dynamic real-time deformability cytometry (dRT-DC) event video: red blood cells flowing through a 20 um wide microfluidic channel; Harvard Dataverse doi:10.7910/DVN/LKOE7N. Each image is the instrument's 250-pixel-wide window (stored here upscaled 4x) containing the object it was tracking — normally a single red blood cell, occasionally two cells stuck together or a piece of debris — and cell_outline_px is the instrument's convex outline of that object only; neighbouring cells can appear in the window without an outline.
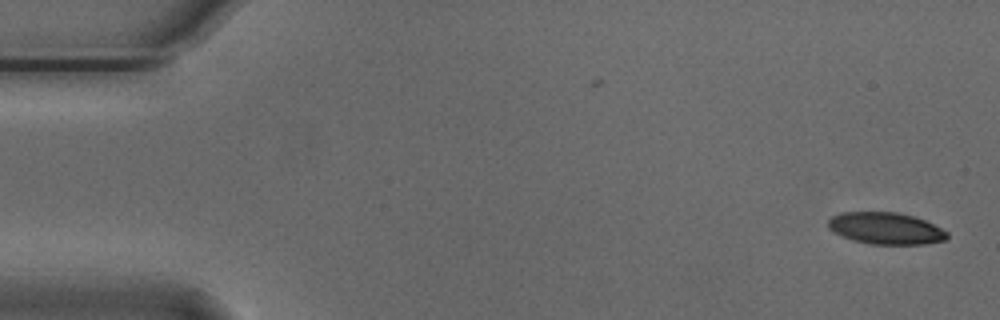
{"species": "Egyptian fruit bat (a non-hibernating species)", "species_latin": "Rousettus aegyptiacus", "temperature_condition": "cold", "stored_images_in_passage": 54, "camera_frame_rate_fps": 3000, "um_per_image_px": 0.085, "animal": {"sex": "male"}, "frame": {"image": 1, "passage_image": 1, "time_ms": 0.0, "image_size_px": [1000, 320], "cell_outline_px": [[948, 236], [944, 240], [924, 244], [868, 244], [852, 240], [840, 236], [832, 232], [828, 228], [828, 220], [832, 216], [844, 212], [896, 212], [912, 216], [924, 220], [948, 232]], "centroid_in_image_um": [75.24, 19.42], "position_along_channel_um": 9.8, "area_um2": 22.02}}
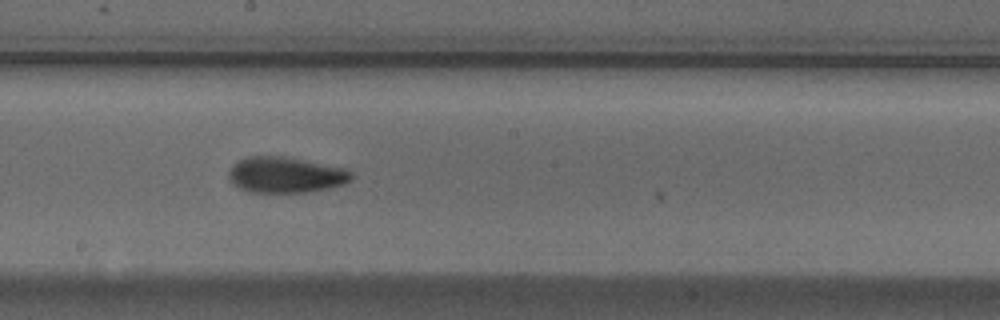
{"frame": {"image": 2, "passage_image": 29, "time_ms": 9.333, "image_size_px": [1000, 320], "cell_outline_px": [[352, 180], [344, 184], [328, 188], [308, 192], [248, 192], [232, 184], [228, 176], [228, 172], [232, 164], [248, 156], [280, 156], [344, 168], [352, 172]], "centroid_in_image_um": [24.24, 14.87], "position_along_channel_um": 224.0, "area_um2": 25.49}}
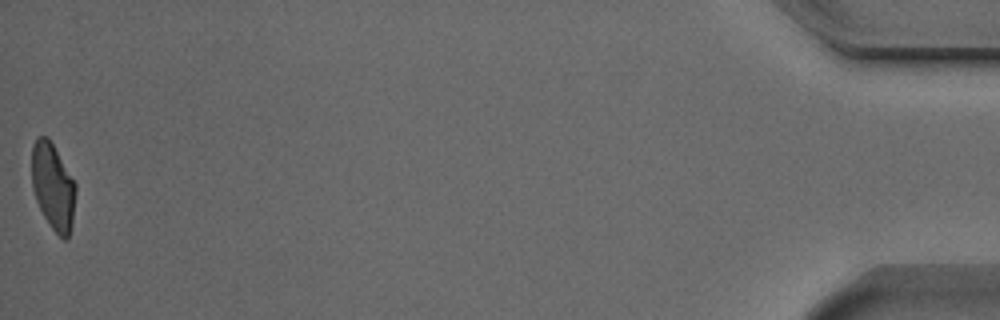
{"frame": {"image": 3, "passage_image": 54, "time_ms": 17.667, "image_size_px": [1000, 320], "cell_outline_px": [[76, 192], [72, 224], [68, 236], [64, 240], [52, 228], [44, 216], [36, 200], [32, 188], [32, 144], [36, 136], [48, 136], [76, 184]], "centroid_in_image_um": [4.5, 15.82], "position_along_channel_um": 430.7, "area_um2": 22.08}, "authors_computed_cell_mechanics": {"area_um2": 23.9581, "velocity_mm_per_s": 3.7173, "shape_relaxation_time_tau1_ms": 9.9969, "shape_relaxation_time_tau2_ms": 2.661, "deformation_change_tau1": 0.2527, "deformation_change_tau2": 0.0931}}